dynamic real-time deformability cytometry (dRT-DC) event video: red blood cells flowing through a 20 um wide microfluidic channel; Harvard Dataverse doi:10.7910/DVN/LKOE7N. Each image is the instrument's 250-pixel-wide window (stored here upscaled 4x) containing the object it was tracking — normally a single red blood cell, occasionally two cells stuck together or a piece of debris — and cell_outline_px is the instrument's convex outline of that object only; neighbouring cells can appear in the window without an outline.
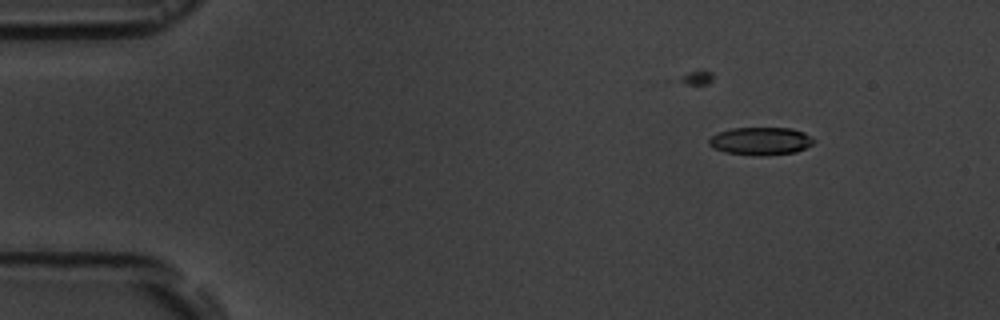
{"species": "common noctule bat (a hibernating species)", "species_latin": "Nyctalus noctula", "temperature_condition": "room temperature", "stored_images_in_passage": 6, "camera_frame_rate_fps": 3000, "um_per_image_px": 0.085, "animal": {"sex": "male", "body_mass_g": 19.5, "forearm_length_mm": 54.6}, "frame": {"image": 1, "passage_image": 4, "time_ms": 3.333, "image_size_px": [1000, 320], "cell_outline_px": [[816, 140], [812, 144], [796, 152], [760, 156], [724, 152], [708, 144], [708, 140], [712, 136], [720, 132], [732, 128], [792, 128], [804, 132]], "centroid_in_image_um": [64.68, 11.99], "position_along_channel_um": 20.3, "area_um2": 16.88}}
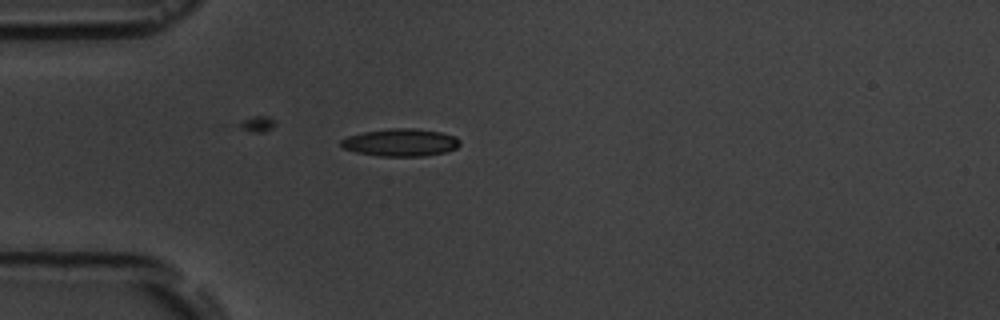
{"frame": {"image": 2, "passage_image": 6, "time_ms": 6.333, "image_size_px": [1000, 320], "cell_outline_px": [[460, 144], [456, 148], [444, 152], [424, 156], [380, 156], [356, 152], [344, 148], [340, 144], [340, 140], [348, 136], [364, 132], [388, 128], [416, 128], [440, 132], [456, 136], [460, 140]], "centroid_in_image_um": [34.06, 12.1], "position_along_channel_um": 50.9, "area_um2": 19.07}}